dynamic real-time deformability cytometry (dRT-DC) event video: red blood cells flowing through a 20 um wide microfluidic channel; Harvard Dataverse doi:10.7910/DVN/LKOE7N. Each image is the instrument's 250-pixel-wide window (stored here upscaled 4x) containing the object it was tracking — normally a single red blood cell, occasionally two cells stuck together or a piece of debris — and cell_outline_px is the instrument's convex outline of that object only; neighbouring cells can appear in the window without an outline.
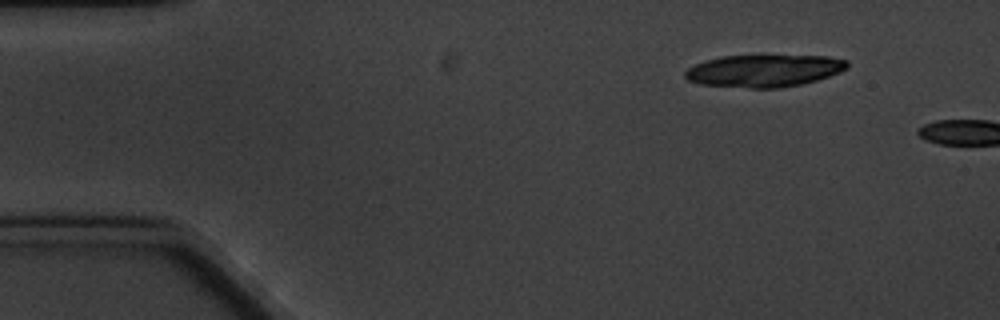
{"species": "common noctule bat (a hibernating species)", "species_latin": "Nyctalus noctula", "temperature_condition": "cold", "stored_images_in_passage": 2, "camera_frame_rate_fps": 3000, "um_per_image_px": 0.085, "animal": {"sex": "male", "body_mass_g": 20.1, "forearm_length_mm": 53.5}, "frame": {"image": 1, "passage_image": 1, "time_ms": 0.0, "image_size_px": [1000, 320], "cell_outline_px": [[848, 68], [840, 72], [816, 80], [800, 84], [780, 88], [748, 88], [700, 84], [688, 80], [684, 76], [684, 72], [688, 68], [696, 64], [720, 56], [828, 56], [848, 60]], "centroid_in_image_um": [64.95, 6.02], "position_along_channel_um": 20.1, "area_um2": 30.35}}